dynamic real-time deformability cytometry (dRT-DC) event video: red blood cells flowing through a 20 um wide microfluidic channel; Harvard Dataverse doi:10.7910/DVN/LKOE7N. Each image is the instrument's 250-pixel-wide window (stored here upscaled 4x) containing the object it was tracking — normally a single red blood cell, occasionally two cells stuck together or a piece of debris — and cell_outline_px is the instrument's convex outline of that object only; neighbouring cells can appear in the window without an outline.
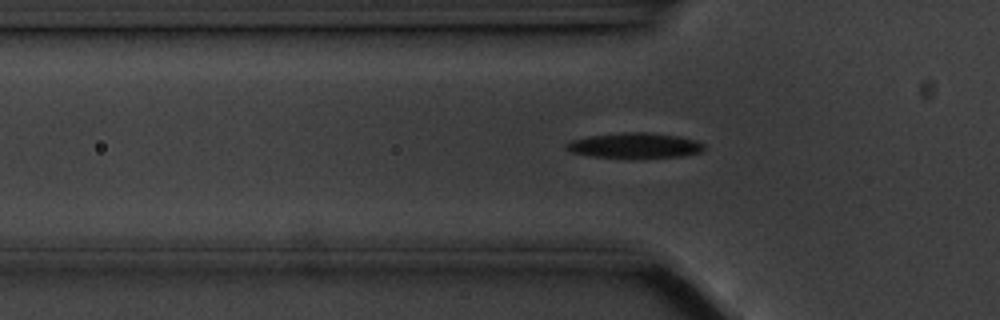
{"species": "common noctule bat (a hibernating species)", "species_latin": "Nyctalus noctula", "temperature_condition": "cold", "stored_images_in_passage": 44, "camera_frame_rate_fps": 3000, "um_per_image_px": 0.085, "animal": {"sex": "male", "body_mass_g": 20.1, "forearm_length_mm": 53.5}, "frame": {"image": 1, "passage_image": 13, "time_ms": 4.0, "image_size_px": [1000, 320], "cell_outline_px": [[704, 148], [700, 152], [684, 156], [632, 160], [592, 156], [572, 152], [564, 148], [564, 144], [572, 140], [588, 136], [620, 132], [648, 132], [680, 136], [696, 140], [704, 144]], "centroid_in_image_um": [53.95, 12.39], "position_along_channel_um": 71.8, "area_um2": 21.1}, "authors_computed_cell_mechanics": {"area_um2": 19.652, "velocity_mm_per_s": 3.5438, "shape_relaxation_time_tau1_ms": 2.4781, "shape_relaxation_time_tau2_ms": null, "deformation_change_tau1": 0.1333, "deformation_change_tau2": null}}